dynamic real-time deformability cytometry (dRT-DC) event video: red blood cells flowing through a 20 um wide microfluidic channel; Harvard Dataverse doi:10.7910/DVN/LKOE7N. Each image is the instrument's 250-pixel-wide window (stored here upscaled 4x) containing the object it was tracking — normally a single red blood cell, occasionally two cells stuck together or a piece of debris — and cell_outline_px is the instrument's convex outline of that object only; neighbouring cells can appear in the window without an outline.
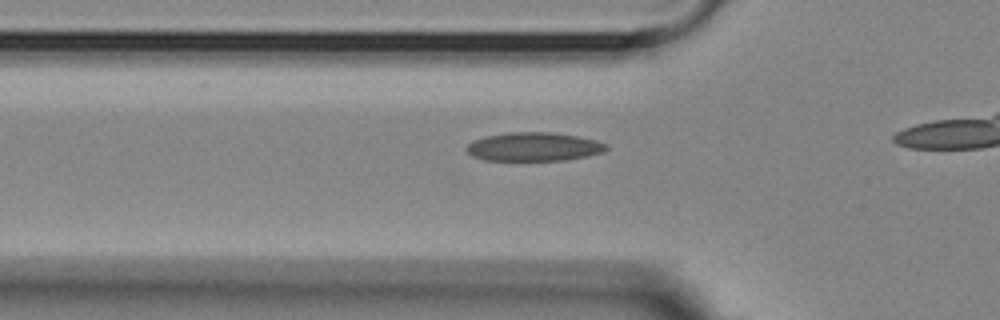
{"species": "Egyptian fruit bat (a non-hibernating species)", "species_latin": "Rousettus aegyptiacus", "temperature_condition": "room temperature", "stored_images_in_passage": 12, "camera_frame_rate_fps": 3000, "um_per_image_px": 0.085, "animal": {"sex": "female"}, "frame": {"image": 1, "passage_image": 3, "time_ms": 0.667, "image_size_px": [1000, 320], "cell_outline_px": [[608, 148], [604, 152], [588, 156], [564, 160], [484, 160], [472, 156], [464, 148], [472, 140], [484, 136], [508, 132], [552, 132], [576, 136], [596, 140], [608, 144]], "centroid_in_image_um": [45.36, 12.47], "position_along_channel_um": 80.4, "area_um2": 23.52}}
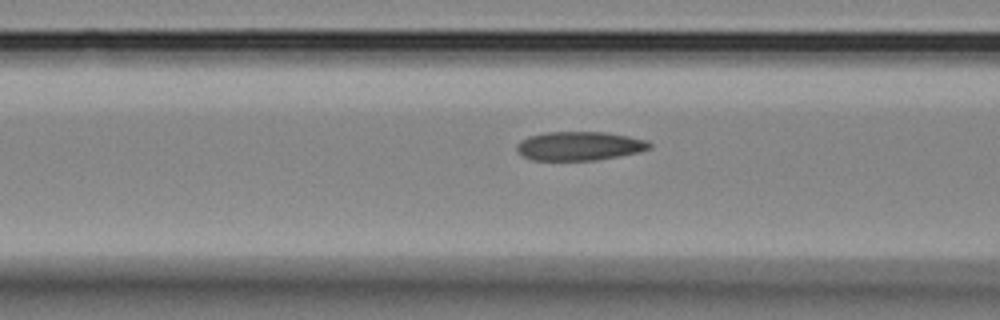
{"frame": {"image": 2, "passage_image": 6, "time_ms": 1.667, "image_size_px": [1000, 320], "cell_outline_px": [[652, 148], [640, 152], [620, 156], [596, 160], [532, 160], [516, 152], [516, 144], [520, 140], [528, 136], [548, 132], [604, 132], [628, 136], [648, 140], [652, 144]], "centroid_in_image_um": [49.26, 12.41], "position_along_channel_um": 117.3, "area_um2": 22.54}}
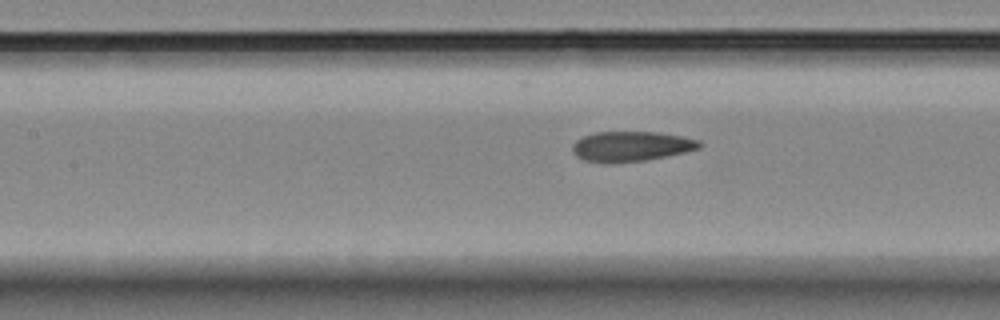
{"frame": {"image": 3, "passage_image": 9, "time_ms": 2.667, "image_size_px": [1000, 320], "cell_outline_px": [[704, 144], [700, 148], [684, 152], [648, 160], [612, 164], [604, 164], [584, 160], [576, 156], [572, 152], [572, 144], [576, 140], [584, 136], [596, 132], [656, 132], [680, 136], [700, 140]], "centroid_in_image_um": [53.62, 12.46], "position_along_channel_um": 153.8, "area_um2": 22.54}}